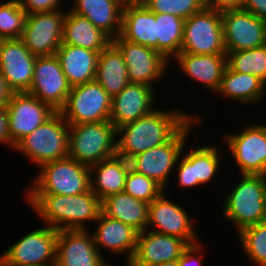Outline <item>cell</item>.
I'll list each match as a JSON object with an SVG mask.
<instances>
[{
	"mask_svg": "<svg viewBox=\"0 0 266 266\" xmlns=\"http://www.w3.org/2000/svg\"><path fill=\"white\" fill-rule=\"evenodd\" d=\"M244 0H206V7L217 11L242 9Z\"/></svg>",
	"mask_w": 266,
	"mask_h": 266,
	"instance_id": "cell-41",
	"label": "cell"
},
{
	"mask_svg": "<svg viewBox=\"0 0 266 266\" xmlns=\"http://www.w3.org/2000/svg\"><path fill=\"white\" fill-rule=\"evenodd\" d=\"M8 133L14 146L56 111L28 92H13L6 107Z\"/></svg>",
	"mask_w": 266,
	"mask_h": 266,
	"instance_id": "cell-13",
	"label": "cell"
},
{
	"mask_svg": "<svg viewBox=\"0 0 266 266\" xmlns=\"http://www.w3.org/2000/svg\"><path fill=\"white\" fill-rule=\"evenodd\" d=\"M120 36L128 42L148 46L158 51L155 13L145 5L124 6Z\"/></svg>",
	"mask_w": 266,
	"mask_h": 266,
	"instance_id": "cell-25",
	"label": "cell"
},
{
	"mask_svg": "<svg viewBox=\"0 0 266 266\" xmlns=\"http://www.w3.org/2000/svg\"><path fill=\"white\" fill-rule=\"evenodd\" d=\"M226 58L230 70L252 74L266 84V44L248 50L226 51Z\"/></svg>",
	"mask_w": 266,
	"mask_h": 266,
	"instance_id": "cell-34",
	"label": "cell"
},
{
	"mask_svg": "<svg viewBox=\"0 0 266 266\" xmlns=\"http://www.w3.org/2000/svg\"><path fill=\"white\" fill-rule=\"evenodd\" d=\"M7 123L8 115L6 108H0V144H10L9 146L13 149V143L10 140Z\"/></svg>",
	"mask_w": 266,
	"mask_h": 266,
	"instance_id": "cell-43",
	"label": "cell"
},
{
	"mask_svg": "<svg viewBox=\"0 0 266 266\" xmlns=\"http://www.w3.org/2000/svg\"><path fill=\"white\" fill-rule=\"evenodd\" d=\"M31 159L38 167L68 157L69 124L55 112L43 124L21 139L13 148Z\"/></svg>",
	"mask_w": 266,
	"mask_h": 266,
	"instance_id": "cell-5",
	"label": "cell"
},
{
	"mask_svg": "<svg viewBox=\"0 0 266 266\" xmlns=\"http://www.w3.org/2000/svg\"><path fill=\"white\" fill-rule=\"evenodd\" d=\"M201 244L200 241L196 244L189 245L178 259V266H203V263H201L202 256L198 254L201 253L202 246H204Z\"/></svg>",
	"mask_w": 266,
	"mask_h": 266,
	"instance_id": "cell-40",
	"label": "cell"
},
{
	"mask_svg": "<svg viewBox=\"0 0 266 266\" xmlns=\"http://www.w3.org/2000/svg\"><path fill=\"white\" fill-rule=\"evenodd\" d=\"M95 80L111 97L130 83L124 57L113 42L99 53Z\"/></svg>",
	"mask_w": 266,
	"mask_h": 266,
	"instance_id": "cell-30",
	"label": "cell"
},
{
	"mask_svg": "<svg viewBox=\"0 0 266 266\" xmlns=\"http://www.w3.org/2000/svg\"><path fill=\"white\" fill-rule=\"evenodd\" d=\"M224 139L240 174L262 175L266 167L265 124L246 126L240 134H228Z\"/></svg>",
	"mask_w": 266,
	"mask_h": 266,
	"instance_id": "cell-14",
	"label": "cell"
},
{
	"mask_svg": "<svg viewBox=\"0 0 266 266\" xmlns=\"http://www.w3.org/2000/svg\"><path fill=\"white\" fill-rule=\"evenodd\" d=\"M262 176L266 179V167H265L264 172L262 173Z\"/></svg>",
	"mask_w": 266,
	"mask_h": 266,
	"instance_id": "cell-48",
	"label": "cell"
},
{
	"mask_svg": "<svg viewBox=\"0 0 266 266\" xmlns=\"http://www.w3.org/2000/svg\"><path fill=\"white\" fill-rule=\"evenodd\" d=\"M26 16L18 0L0 1V40L20 38Z\"/></svg>",
	"mask_w": 266,
	"mask_h": 266,
	"instance_id": "cell-36",
	"label": "cell"
},
{
	"mask_svg": "<svg viewBox=\"0 0 266 266\" xmlns=\"http://www.w3.org/2000/svg\"><path fill=\"white\" fill-rule=\"evenodd\" d=\"M266 84L252 74L238 73L226 67L217 94L223 97L246 103H259L264 99Z\"/></svg>",
	"mask_w": 266,
	"mask_h": 266,
	"instance_id": "cell-32",
	"label": "cell"
},
{
	"mask_svg": "<svg viewBox=\"0 0 266 266\" xmlns=\"http://www.w3.org/2000/svg\"><path fill=\"white\" fill-rule=\"evenodd\" d=\"M195 115L165 144L151 148L129 160L130 168L144 176L154 179L164 189L171 171L176 167L188 141L192 126L200 123Z\"/></svg>",
	"mask_w": 266,
	"mask_h": 266,
	"instance_id": "cell-7",
	"label": "cell"
},
{
	"mask_svg": "<svg viewBox=\"0 0 266 266\" xmlns=\"http://www.w3.org/2000/svg\"><path fill=\"white\" fill-rule=\"evenodd\" d=\"M56 56L71 87L95 80L97 51L61 44Z\"/></svg>",
	"mask_w": 266,
	"mask_h": 266,
	"instance_id": "cell-26",
	"label": "cell"
},
{
	"mask_svg": "<svg viewBox=\"0 0 266 266\" xmlns=\"http://www.w3.org/2000/svg\"><path fill=\"white\" fill-rule=\"evenodd\" d=\"M39 169L27 194L73 196L91 189L90 166L70 157L45 163Z\"/></svg>",
	"mask_w": 266,
	"mask_h": 266,
	"instance_id": "cell-6",
	"label": "cell"
},
{
	"mask_svg": "<svg viewBox=\"0 0 266 266\" xmlns=\"http://www.w3.org/2000/svg\"><path fill=\"white\" fill-rule=\"evenodd\" d=\"M126 263H127V266H140L134 263L132 260H128Z\"/></svg>",
	"mask_w": 266,
	"mask_h": 266,
	"instance_id": "cell-47",
	"label": "cell"
},
{
	"mask_svg": "<svg viewBox=\"0 0 266 266\" xmlns=\"http://www.w3.org/2000/svg\"><path fill=\"white\" fill-rule=\"evenodd\" d=\"M181 52L191 54H226L222 11L205 7L185 19Z\"/></svg>",
	"mask_w": 266,
	"mask_h": 266,
	"instance_id": "cell-10",
	"label": "cell"
},
{
	"mask_svg": "<svg viewBox=\"0 0 266 266\" xmlns=\"http://www.w3.org/2000/svg\"><path fill=\"white\" fill-rule=\"evenodd\" d=\"M26 198L41 221L56 230L87 229L85 223L95 222L102 211L101 200L91 189L73 196L27 194Z\"/></svg>",
	"mask_w": 266,
	"mask_h": 266,
	"instance_id": "cell-2",
	"label": "cell"
},
{
	"mask_svg": "<svg viewBox=\"0 0 266 266\" xmlns=\"http://www.w3.org/2000/svg\"><path fill=\"white\" fill-rule=\"evenodd\" d=\"M112 42V38L87 18L70 10L63 24L62 44L82 47L100 53Z\"/></svg>",
	"mask_w": 266,
	"mask_h": 266,
	"instance_id": "cell-29",
	"label": "cell"
},
{
	"mask_svg": "<svg viewBox=\"0 0 266 266\" xmlns=\"http://www.w3.org/2000/svg\"><path fill=\"white\" fill-rule=\"evenodd\" d=\"M242 9L266 21V0H244Z\"/></svg>",
	"mask_w": 266,
	"mask_h": 266,
	"instance_id": "cell-42",
	"label": "cell"
},
{
	"mask_svg": "<svg viewBox=\"0 0 266 266\" xmlns=\"http://www.w3.org/2000/svg\"><path fill=\"white\" fill-rule=\"evenodd\" d=\"M117 128L109 121L69 124L68 157L87 166L117 154Z\"/></svg>",
	"mask_w": 266,
	"mask_h": 266,
	"instance_id": "cell-4",
	"label": "cell"
},
{
	"mask_svg": "<svg viewBox=\"0 0 266 266\" xmlns=\"http://www.w3.org/2000/svg\"><path fill=\"white\" fill-rule=\"evenodd\" d=\"M188 246L183 239L146 229L138 234L132 261L140 266H155L178 260Z\"/></svg>",
	"mask_w": 266,
	"mask_h": 266,
	"instance_id": "cell-22",
	"label": "cell"
},
{
	"mask_svg": "<svg viewBox=\"0 0 266 266\" xmlns=\"http://www.w3.org/2000/svg\"><path fill=\"white\" fill-rule=\"evenodd\" d=\"M63 9L27 14L20 39L35 56L55 55L62 44Z\"/></svg>",
	"mask_w": 266,
	"mask_h": 266,
	"instance_id": "cell-11",
	"label": "cell"
},
{
	"mask_svg": "<svg viewBox=\"0 0 266 266\" xmlns=\"http://www.w3.org/2000/svg\"><path fill=\"white\" fill-rule=\"evenodd\" d=\"M240 243L250 261L266 266V220L238 232Z\"/></svg>",
	"mask_w": 266,
	"mask_h": 266,
	"instance_id": "cell-35",
	"label": "cell"
},
{
	"mask_svg": "<svg viewBox=\"0 0 266 266\" xmlns=\"http://www.w3.org/2000/svg\"><path fill=\"white\" fill-rule=\"evenodd\" d=\"M184 21L169 13H155L158 52L168 61L181 52Z\"/></svg>",
	"mask_w": 266,
	"mask_h": 266,
	"instance_id": "cell-33",
	"label": "cell"
},
{
	"mask_svg": "<svg viewBox=\"0 0 266 266\" xmlns=\"http://www.w3.org/2000/svg\"><path fill=\"white\" fill-rule=\"evenodd\" d=\"M102 212L119 220L139 233L146 230L148 224L149 204L123 192L110 195L101 201Z\"/></svg>",
	"mask_w": 266,
	"mask_h": 266,
	"instance_id": "cell-31",
	"label": "cell"
},
{
	"mask_svg": "<svg viewBox=\"0 0 266 266\" xmlns=\"http://www.w3.org/2000/svg\"><path fill=\"white\" fill-rule=\"evenodd\" d=\"M155 100L153 87L129 83L112 97L110 121L116 128L135 121L156 109Z\"/></svg>",
	"mask_w": 266,
	"mask_h": 266,
	"instance_id": "cell-21",
	"label": "cell"
},
{
	"mask_svg": "<svg viewBox=\"0 0 266 266\" xmlns=\"http://www.w3.org/2000/svg\"><path fill=\"white\" fill-rule=\"evenodd\" d=\"M164 191H166L154 179L148 178L131 168L129 169L124 192L135 199H139L148 204L152 203Z\"/></svg>",
	"mask_w": 266,
	"mask_h": 266,
	"instance_id": "cell-37",
	"label": "cell"
},
{
	"mask_svg": "<svg viewBox=\"0 0 266 266\" xmlns=\"http://www.w3.org/2000/svg\"><path fill=\"white\" fill-rule=\"evenodd\" d=\"M180 156L176 166L178 188L203 186L215 178L221 163L219 148L216 145H205L188 150ZM220 154V155H219Z\"/></svg>",
	"mask_w": 266,
	"mask_h": 266,
	"instance_id": "cell-20",
	"label": "cell"
},
{
	"mask_svg": "<svg viewBox=\"0 0 266 266\" xmlns=\"http://www.w3.org/2000/svg\"><path fill=\"white\" fill-rule=\"evenodd\" d=\"M87 229L58 230L56 266H109ZM111 266V265H110Z\"/></svg>",
	"mask_w": 266,
	"mask_h": 266,
	"instance_id": "cell-19",
	"label": "cell"
},
{
	"mask_svg": "<svg viewBox=\"0 0 266 266\" xmlns=\"http://www.w3.org/2000/svg\"><path fill=\"white\" fill-rule=\"evenodd\" d=\"M130 169L129 161L117 154L90 166L91 190L102 201L123 192ZM94 174V175H93ZM95 180L93 179V177Z\"/></svg>",
	"mask_w": 266,
	"mask_h": 266,
	"instance_id": "cell-28",
	"label": "cell"
},
{
	"mask_svg": "<svg viewBox=\"0 0 266 266\" xmlns=\"http://www.w3.org/2000/svg\"><path fill=\"white\" fill-rule=\"evenodd\" d=\"M155 266H178V260L160 263V264H157Z\"/></svg>",
	"mask_w": 266,
	"mask_h": 266,
	"instance_id": "cell-46",
	"label": "cell"
},
{
	"mask_svg": "<svg viewBox=\"0 0 266 266\" xmlns=\"http://www.w3.org/2000/svg\"><path fill=\"white\" fill-rule=\"evenodd\" d=\"M70 89L56 54L36 58L28 93L59 112L66 103Z\"/></svg>",
	"mask_w": 266,
	"mask_h": 266,
	"instance_id": "cell-12",
	"label": "cell"
},
{
	"mask_svg": "<svg viewBox=\"0 0 266 266\" xmlns=\"http://www.w3.org/2000/svg\"><path fill=\"white\" fill-rule=\"evenodd\" d=\"M27 14L56 11L62 0H18Z\"/></svg>",
	"mask_w": 266,
	"mask_h": 266,
	"instance_id": "cell-39",
	"label": "cell"
},
{
	"mask_svg": "<svg viewBox=\"0 0 266 266\" xmlns=\"http://www.w3.org/2000/svg\"><path fill=\"white\" fill-rule=\"evenodd\" d=\"M181 111H163L157 107L149 114L118 127L117 155L129 161L168 142L194 116Z\"/></svg>",
	"mask_w": 266,
	"mask_h": 266,
	"instance_id": "cell-1",
	"label": "cell"
},
{
	"mask_svg": "<svg viewBox=\"0 0 266 266\" xmlns=\"http://www.w3.org/2000/svg\"><path fill=\"white\" fill-rule=\"evenodd\" d=\"M123 6L144 5L146 0H118Z\"/></svg>",
	"mask_w": 266,
	"mask_h": 266,
	"instance_id": "cell-45",
	"label": "cell"
},
{
	"mask_svg": "<svg viewBox=\"0 0 266 266\" xmlns=\"http://www.w3.org/2000/svg\"><path fill=\"white\" fill-rule=\"evenodd\" d=\"M36 58L20 38L0 40V71L13 92L29 91Z\"/></svg>",
	"mask_w": 266,
	"mask_h": 266,
	"instance_id": "cell-18",
	"label": "cell"
},
{
	"mask_svg": "<svg viewBox=\"0 0 266 266\" xmlns=\"http://www.w3.org/2000/svg\"><path fill=\"white\" fill-rule=\"evenodd\" d=\"M181 72L200 82L210 92H217L227 67L226 54H191L180 52L173 59Z\"/></svg>",
	"mask_w": 266,
	"mask_h": 266,
	"instance_id": "cell-23",
	"label": "cell"
},
{
	"mask_svg": "<svg viewBox=\"0 0 266 266\" xmlns=\"http://www.w3.org/2000/svg\"><path fill=\"white\" fill-rule=\"evenodd\" d=\"M241 180L222 203L224 218L237 231L266 220V179L261 174H241Z\"/></svg>",
	"mask_w": 266,
	"mask_h": 266,
	"instance_id": "cell-3",
	"label": "cell"
},
{
	"mask_svg": "<svg viewBox=\"0 0 266 266\" xmlns=\"http://www.w3.org/2000/svg\"><path fill=\"white\" fill-rule=\"evenodd\" d=\"M58 230L34 229L0 254V266L56 265Z\"/></svg>",
	"mask_w": 266,
	"mask_h": 266,
	"instance_id": "cell-8",
	"label": "cell"
},
{
	"mask_svg": "<svg viewBox=\"0 0 266 266\" xmlns=\"http://www.w3.org/2000/svg\"><path fill=\"white\" fill-rule=\"evenodd\" d=\"M184 207L168 200L165 191L149 204L147 230L175 236L183 239L188 245L200 242ZM153 226L151 228V226ZM150 226V228H149ZM155 228V229H154ZM199 240V241H198Z\"/></svg>",
	"mask_w": 266,
	"mask_h": 266,
	"instance_id": "cell-17",
	"label": "cell"
},
{
	"mask_svg": "<svg viewBox=\"0 0 266 266\" xmlns=\"http://www.w3.org/2000/svg\"><path fill=\"white\" fill-rule=\"evenodd\" d=\"M112 42L121 51L130 83L154 86L164 76L169 61L154 48L124 40L120 35ZM153 83V84H152Z\"/></svg>",
	"mask_w": 266,
	"mask_h": 266,
	"instance_id": "cell-15",
	"label": "cell"
},
{
	"mask_svg": "<svg viewBox=\"0 0 266 266\" xmlns=\"http://www.w3.org/2000/svg\"><path fill=\"white\" fill-rule=\"evenodd\" d=\"M112 97L96 81L71 87L64 107L59 111L68 124L110 120Z\"/></svg>",
	"mask_w": 266,
	"mask_h": 266,
	"instance_id": "cell-9",
	"label": "cell"
},
{
	"mask_svg": "<svg viewBox=\"0 0 266 266\" xmlns=\"http://www.w3.org/2000/svg\"><path fill=\"white\" fill-rule=\"evenodd\" d=\"M98 221V222H97ZM98 227L92 233L94 244L102 255L101 247L112 253L127 255L126 259L132 260L139 232L133 227L106 216L102 211L96 220Z\"/></svg>",
	"mask_w": 266,
	"mask_h": 266,
	"instance_id": "cell-24",
	"label": "cell"
},
{
	"mask_svg": "<svg viewBox=\"0 0 266 266\" xmlns=\"http://www.w3.org/2000/svg\"><path fill=\"white\" fill-rule=\"evenodd\" d=\"M13 91L8 87L7 82L0 71V108H6Z\"/></svg>",
	"mask_w": 266,
	"mask_h": 266,
	"instance_id": "cell-44",
	"label": "cell"
},
{
	"mask_svg": "<svg viewBox=\"0 0 266 266\" xmlns=\"http://www.w3.org/2000/svg\"><path fill=\"white\" fill-rule=\"evenodd\" d=\"M71 12L90 20L112 39L120 35L123 5L118 0H73Z\"/></svg>",
	"mask_w": 266,
	"mask_h": 266,
	"instance_id": "cell-27",
	"label": "cell"
},
{
	"mask_svg": "<svg viewBox=\"0 0 266 266\" xmlns=\"http://www.w3.org/2000/svg\"><path fill=\"white\" fill-rule=\"evenodd\" d=\"M153 13H169L188 19L206 7V0H146L144 4Z\"/></svg>",
	"mask_w": 266,
	"mask_h": 266,
	"instance_id": "cell-38",
	"label": "cell"
},
{
	"mask_svg": "<svg viewBox=\"0 0 266 266\" xmlns=\"http://www.w3.org/2000/svg\"><path fill=\"white\" fill-rule=\"evenodd\" d=\"M226 51L253 49L266 44L265 20L243 9L222 11Z\"/></svg>",
	"mask_w": 266,
	"mask_h": 266,
	"instance_id": "cell-16",
	"label": "cell"
}]
</instances>
